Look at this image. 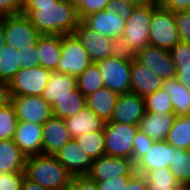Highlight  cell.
Listing matches in <instances>:
<instances>
[{"label":"cell","instance_id":"cell-1","mask_svg":"<svg viewBox=\"0 0 190 190\" xmlns=\"http://www.w3.org/2000/svg\"><path fill=\"white\" fill-rule=\"evenodd\" d=\"M22 13L41 35L73 34L80 22L69 0H23Z\"/></svg>","mask_w":190,"mask_h":190},{"label":"cell","instance_id":"cell-2","mask_svg":"<svg viewBox=\"0 0 190 190\" xmlns=\"http://www.w3.org/2000/svg\"><path fill=\"white\" fill-rule=\"evenodd\" d=\"M24 173L26 178L47 190H65L73 177L55 155L47 154L27 157Z\"/></svg>","mask_w":190,"mask_h":190},{"label":"cell","instance_id":"cell-3","mask_svg":"<svg viewBox=\"0 0 190 190\" xmlns=\"http://www.w3.org/2000/svg\"><path fill=\"white\" fill-rule=\"evenodd\" d=\"M5 45L16 50L35 46L41 34L32 25L29 18L22 14L2 16Z\"/></svg>","mask_w":190,"mask_h":190},{"label":"cell","instance_id":"cell-4","mask_svg":"<svg viewBox=\"0 0 190 190\" xmlns=\"http://www.w3.org/2000/svg\"><path fill=\"white\" fill-rule=\"evenodd\" d=\"M180 41L174 12L157 7L150 21L149 45L170 51Z\"/></svg>","mask_w":190,"mask_h":190},{"label":"cell","instance_id":"cell-5","mask_svg":"<svg viewBox=\"0 0 190 190\" xmlns=\"http://www.w3.org/2000/svg\"><path fill=\"white\" fill-rule=\"evenodd\" d=\"M138 125L105 122V155L132 159Z\"/></svg>","mask_w":190,"mask_h":190},{"label":"cell","instance_id":"cell-6","mask_svg":"<svg viewBox=\"0 0 190 190\" xmlns=\"http://www.w3.org/2000/svg\"><path fill=\"white\" fill-rule=\"evenodd\" d=\"M60 59L55 71L76 78L93 63L74 34L62 35Z\"/></svg>","mask_w":190,"mask_h":190},{"label":"cell","instance_id":"cell-7","mask_svg":"<svg viewBox=\"0 0 190 190\" xmlns=\"http://www.w3.org/2000/svg\"><path fill=\"white\" fill-rule=\"evenodd\" d=\"M96 64L105 87L118 95L131 92V62L111 56Z\"/></svg>","mask_w":190,"mask_h":190},{"label":"cell","instance_id":"cell-8","mask_svg":"<svg viewBox=\"0 0 190 190\" xmlns=\"http://www.w3.org/2000/svg\"><path fill=\"white\" fill-rule=\"evenodd\" d=\"M156 8L136 6L126 20L122 37L136 51L149 45L150 21Z\"/></svg>","mask_w":190,"mask_h":190},{"label":"cell","instance_id":"cell-9","mask_svg":"<svg viewBox=\"0 0 190 190\" xmlns=\"http://www.w3.org/2000/svg\"><path fill=\"white\" fill-rule=\"evenodd\" d=\"M52 72L42 66L20 69L9 83L11 96H41Z\"/></svg>","mask_w":190,"mask_h":190},{"label":"cell","instance_id":"cell-10","mask_svg":"<svg viewBox=\"0 0 190 190\" xmlns=\"http://www.w3.org/2000/svg\"><path fill=\"white\" fill-rule=\"evenodd\" d=\"M18 121L43 125L53 116L52 106L42 96H11Z\"/></svg>","mask_w":190,"mask_h":190},{"label":"cell","instance_id":"cell-11","mask_svg":"<svg viewBox=\"0 0 190 190\" xmlns=\"http://www.w3.org/2000/svg\"><path fill=\"white\" fill-rule=\"evenodd\" d=\"M135 172V163L132 159L104 155L93 160L87 175L94 181H103L119 176H132Z\"/></svg>","mask_w":190,"mask_h":190},{"label":"cell","instance_id":"cell-12","mask_svg":"<svg viewBox=\"0 0 190 190\" xmlns=\"http://www.w3.org/2000/svg\"><path fill=\"white\" fill-rule=\"evenodd\" d=\"M136 60L162 80L176 77L175 65L168 50L148 45L137 51Z\"/></svg>","mask_w":190,"mask_h":190},{"label":"cell","instance_id":"cell-13","mask_svg":"<svg viewBox=\"0 0 190 190\" xmlns=\"http://www.w3.org/2000/svg\"><path fill=\"white\" fill-rule=\"evenodd\" d=\"M73 34L78 38L93 63L112 56V38L96 33L81 20Z\"/></svg>","mask_w":190,"mask_h":190},{"label":"cell","instance_id":"cell-14","mask_svg":"<svg viewBox=\"0 0 190 190\" xmlns=\"http://www.w3.org/2000/svg\"><path fill=\"white\" fill-rule=\"evenodd\" d=\"M145 112V100L142 96L132 92L121 94L108 122L138 125Z\"/></svg>","mask_w":190,"mask_h":190},{"label":"cell","instance_id":"cell-15","mask_svg":"<svg viewBox=\"0 0 190 190\" xmlns=\"http://www.w3.org/2000/svg\"><path fill=\"white\" fill-rule=\"evenodd\" d=\"M56 159L71 175H87L93 158L87 154L74 138L69 140L56 154Z\"/></svg>","mask_w":190,"mask_h":190},{"label":"cell","instance_id":"cell-16","mask_svg":"<svg viewBox=\"0 0 190 190\" xmlns=\"http://www.w3.org/2000/svg\"><path fill=\"white\" fill-rule=\"evenodd\" d=\"M81 21L96 33L110 38L121 37L126 23V19L109 9L85 16Z\"/></svg>","mask_w":190,"mask_h":190},{"label":"cell","instance_id":"cell-17","mask_svg":"<svg viewBox=\"0 0 190 190\" xmlns=\"http://www.w3.org/2000/svg\"><path fill=\"white\" fill-rule=\"evenodd\" d=\"M175 148L167 141H154L147 152L135 163L137 173L146 175L158 168H169Z\"/></svg>","mask_w":190,"mask_h":190},{"label":"cell","instance_id":"cell-18","mask_svg":"<svg viewBox=\"0 0 190 190\" xmlns=\"http://www.w3.org/2000/svg\"><path fill=\"white\" fill-rule=\"evenodd\" d=\"M42 154L55 155L69 140L72 139L64 119L50 117L42 125Z\"/></svg>","mask_w":190,"mask_h":190},{"label":"cell","instance_id":"cell-19","mask_svg":"<svg viewBox=\"0 0 190 190\" xmlns=\"http://www.w3.org/2000/svg\"><path fill=\"white\" fill-rule=\"evenodd\" d=\"M13 140L27 157L42 154V125L18 121Z\"/></svg>","mask_w":190,"mask_h":190},{"label":"cell","instance_id":"cell-20","mask_svg":"<svg viewBox=\"0 0 190 190\" xmlns=\"http://www.w3.org/2000/svg\"><path fill=\"white\" fill-rule=\"evenodd\" d=\"M163 80L136 59L131 62V92L145 98L162 88Z\"/></svg>","mask_w":190,"mask_h":190},{"label":"cell","instance_id":"cell-21","mask_svg":"<svg viewBox=\"0 0 190 190\" xmlns=\"http://www.w3.org/2000/svg\"><path fill=\"white\" fill-rule=\"evenodd\" d=\"M176 117L174 112H168L164 115L156 112H145L138 124V129L154 141H166Z\"/></svg>","mask_w":190,"mask_h":190},{"label":"cell","instance_id":"cell-22","mask_svg":"<svg viewBox=\"0 0 190 190\" xmlns=\"http://www.w3.org/2000/svg\"><path fill=\"white\" fill-rule=\"evenodd\" d=\"M72 138L104 129L105 121L85 106L77 114L64 119Z\"/></svg>","mask_w":190,"mask_h":190},{"label":"cell","instance_id":"cell-23","mask_svg":"<svg viewBox=\"0 0 190 190\" xmlns=\"http://www.w3.org/2000/svg\"><path fill=\"white\" fill-rule=\"evenodd\" d=\"M76 89V77L53 71L41 96L52 106L56 100L70 95V92Z\"/></svg>","mask_w":190,"mask_h":190},{"label":"cell","instance_id":"cell-24","mask_svg":"<svg viewBox=\"0 0 190 190\" xmlns=\"http://www.w3.org/2000/svg\"><path fill=\"white\" fill-rule=\"evenodd\" d=\"M26 159L13 139L0 140V174L24 172Z\"/></svg>","mask_w":190,"mask_h":190},{"label":"cell","instance_id":"cell-25","mask_svg":"<svg viewBox=\"0 0 190 190\" xmlns=\"http://www.w3.org/2000/svg\"><path fill=\"white\" fill-rule=\"evenodd\" d=\"M62 35H41L37 41L40 66L55 71L61 60Z\"/></svg>","mask_w":190,"mask_h":190},{"label":"cell","instance_id":"cell-26","mask_svg":"<svg viewBox=\"0 0 190 190\" xmlns=\"http://www.w3.org/2000/svg\"><path fill=\"white\" fill-rule=\"evenodd\" d=\"M118 96L117 93L104 86L86 97V106L107 122L111 119Z\"/></svg>","mask_w":190,"mask_h":190},{"label":"cell","instance_id":"cell-27","mask_svg":"<svg viewBox=\"0 0 190 190\" xmlns=\"http://www.w3.org/2000/svg\"><path fill=\"white\" fill-rule=\"evenodd\" d=\"M162 89L170 96L176 116H190V91L176 77L163 80Z\"/></svg>","mask_w":190,"mask_h":190},{"label":"cell","instance_id":"cell-28","mask_svg":"<svg viewBox=\"0 0 190 190\" xmlns=\"http://www.w3.org/2000/svg\"><path fill=\"white\" fill-rule=\"evenodd\" d=\"M86 106V97L78 89L70 92V95L56 100L52 105L53 116L66 119L77 114Z\"/></svg>","mask_w":190,"mask_h":190},{"label":"cell","instance_id":"cell-29","mask_svg":"<svg viewBox=\"0 0 190 190\" xmlns=\"http://www.w3.org/2000/svg\"><path fill=\"white\" fill-rule=\"evenodd\" d=\"M175 149L190 150V116H177L167 140Z\"/></svg>","mask_w":190,"mask_h":190},{"label":"cell","instance_id":"cell-30","mask_svg":"<svg viewBox=\"0 0 190 190\" xmlns=\"http://www.w3.org/2000/svg\"><path fill=\"white\" fill-rule=\"evenodd\" d=\"M148 190H184L170 168H158L149 171L146 175Z\"/></svg>","mask_w":190,"mask_h":190},{"label":"cell","instance_id":"cell-31","mask_svg":"<svg viewBox=\"0 0 190 190\" xmlns=\"http://www.w3.org/2000/svg\"><path fill=\"white\" fill-rule=\"evenodd\" d=\"M19 70V50L12 48L10 45H5L0 50V81H6L10 83Z\"/></svg>","mask_w":190,"mask_h":190},{"label":"cell","instance_id":"cell-32","mask_svg":"<svg viewBox=\"0 0 190 190\" xmlns=\"http://www.w3.org/2000/svg\"><path fill=\"white\" fill-rule=\"evenodd\" d=\"M76 80L77 89L85 97L104 87L103 79L96 63L88 66Z\"/></svg>","mask_w":190,"mask_h":190},{"label":"cell","instance_id":"cell-33","mask_svg":"<svg viewBox=\"0 0 190 190\" xmlns=\"http://www.w3.org/2000/svg\"><path fill=\"white\" fill-rule=\"evenodd\" d=\"M169 168L179 184L187 186L190 183V150L175 149Z\"/></svg>","mask_w":190,"mask_h":190},{"label":"cell","instance_id":"cell-34","mask_svg":"<svg viewBox=\"0 0 190 190\" xmlns=\"http://www.w3.org/2000/svg\"><path fill=\"white\" fill-rule=\"evenodd\" d=\"M74 139L93 159H98L105 155L104 129L92 133H85Z\"/></svg>","mask_w":190,"mask_h":190},{"label":"cell","instance_id":"cell-35","mask_svg":"<svg viewBox=\"0 0 190 190\" xmlns=\"http://www.w3.org/2000/svg\"><path fill=\"white\" fill-rule=\"evenodd\" d=\"M170 99L169 94L164 89L160 88L144 98L145 110L146 112H156L161 115L168 112H174Z\"/></svg>","mask_w":190,"mask_h":190},{"label":"cell","instance_id":"cell-36","mask_svg":"<svg viewBox=\"0 0 190 190\" xmlns=\"http://www.w3.org/2000/svg\"><path fill=\"white\" fill-rule=\"evenodd\" d=\"M18 119L13 105L0 108V140L13 139Z\"/></svg>","mask_w":190,"mask_h":190},{"label":"cell","instance_id":"cell-37","mask_svg":"<svg viewBox=\"0 0 190 190\" xmlns=\"http://www.w3.org/2000/svg\"><path fill=\"white\" fill-rule=\"evenodd\" d=\"M77 9L81 20L83 17L105 10L111 0H69Z\"/></svg>","mask_w":190,"mask_h":190},{"label":"cell","instance_id":"cell-38","mask_svg":"<svg viewBox=\"0 0 190 190\" xmlns=\"http://www.w3.org/2000/svg\"><path fill=\"white\" fill-rule=\"evenodd\" d=\"M111 48L112 56L120 60L132 62L137 57V51L133 47L128 46L122 36L111 39Z\"/></svg>","mask_w":190,"mask_h":190},{"label":"cell","instance_id":"cell-39","mask_svg":"<svg viewBox=\"0 0 190 190\" xmlns=\"http://www.w3.org/2000/svg\"><path fill=\"white\" fill-rule=\"evenodd\" d=\"M170 54L175 67L190 66V43L178 42L171 50Z\"/></svg>","mask_w":190,"mask_h":190},{"label":"cell","instance_id":"cell-40","mask_svg":"<svg viewBox=\"0 0 190 190\" xmlns=\"http://www.w3.org/2000/svg\"><path fill=\"white\" fill-rule=\"evenodd\" d=\"M174 17L180 40L190 43V10L174 12Z\"/></svg>","mask_w":190,"mask_h":190},{"label":"cell","instance_id":"cell-41","mask_svg":"<svg viewBox=\"0 0 190 190\" xmlns=\"http://www.w3.org/2000/svg\"><path fill=\"white\" fill-rule=\"evenodd\" d=\"M154 140L138 130L133 142L132 160L136 163L151 147Z\"/></svg>","mask_w":190,"mask_h":190},{"label":"cell","instance_id":"cell-42","mask_svg":"<svg viewBox=\"0 0 190 190\" xmlns=\"http://www.w3.org/2000/svg\"><path fill=\"white\" fill-rule=\"evenodd\" d=\"M24 178V172L0 174V190H21Z\"/></svg>","mask_w":190,"mask_h":190},{"label":"cell","instance_id":"cell-43","mask_svg":"<svg viewBox=\"0 0 190 190\" xmlns=\"http://www.w3.org/2000/svg\"><path fill=\"white\" fill-rule=\"evenodd\" d=\"M19 53L20 69L40 66V55L37 49V44L32 47L20 49Z\"/></svg>","mask_w":190,"mask_h":190},{"label":"cell","instance_id":"cell-44","mask_svg":"<svg viewBox=\"0 0 190 190\" xmlns=\"http://www.w3.org/2000/svg\"><path fill=\"white\" fill-rule=\"evenodd\" d=\"M65 190H99L96 181L88 175H74Z\"/></svg>","mask_w":190,"mask_h":190},{"label":"cell","instance_id":"cell-45","mask_svg":"<svg viewBox=\"0 0 190 190\" xmlns=\"http://www.w3.org/2000/svg\"><path fill=\"white\" fill-rule=\"evenodd\" d=\"M136 6L130 0H111L106 9L118 13L123 19H128Z\"/></svg>","mask_w":190,"mask_h":190},{"label":"cell","instance_id":"cell-46","mask_svg":"<svg viewBox=\"0 0 190 190\" xmlns=\"http://www.w3.org/2000/svg\"><path fill=\"white\" fill-rule=\"evenodd\" d=\"M131 176H119L103 181H96L99 190H125Z\"/></svg>","mask_w":190,"mask_h":190},{"label":"cell","instance_id":"cell-47","mask_svg":"<svg viewBox=\"0 0 190 190\" xmlns=\"http://www.w3.org/2000/svg\"><path fill=\"white\" fill-rule=\"evenodd\" d=\"M23 0H0V17L22 14Z\"/></svg>","mask_w":190,"mask_h":190},{"label":"cell","instance_id":"cell-48","mask_svg":"<svg viewBox=\"0 0 190 190\" xmlns=\"http://www.w3.org/2000/svg\"><path fill=\"white\" fill-rule=\"evenodd\" d=\"M125 190H148L146 177L135 172L128 180Z\"/></svg>","mask_w":190,"mask_h":190},{"label":"cell","instance_id":"cell-49","mask_svg":"<svg viewBox=\"0 0 190 190\" xmlns=\"http://www.w3.org/2000/svg\"><path fill=\"white\" fill-rule=\"evenodd\" d=\"M160 6L172 12L187 11L190 10V0H165Z\"/></svg>","mask_w":190,"mask_h":190},{"label":"cell","instance_id":"cell-50","mask_svg":"<svg viewBox=\"0 0 190 190\" xmlns=\"http://www.w3.org/2000/svg\"><path fill=\"white\" fill-rule=\"evenodd\" d=\"M11 103L10 84L6 81H0V108Z\"/></svg>","mask_w":190,"mask_h":190},{"label":"cell","instance_id":"cell-51","mask_svg":"<svg viewBox=\"0 0 190 190\" xmlns=\"http://www.w3.org/2000/svg\"><path fill=\"white\" fill-rule=\"evenodd\" d=\"M176 79L184 84L190 91V66L188 67H175Z\"/></svg>","mask_w":190,"mask_h":190},{"label":"cell","instance_id":"cell-52","mask_svg":"<svg viewBox=\"0 0 190 190\" xmlns=\"http://www.w3.org/2000/svg\"><path fill=\"white\" fill-rule=\"evenodd\" d=\"M21 190H47V189L41 187L39 184H36L30 179L25 177Z\"/></svg>","mask_w":190,"mask_h":190},{"label":"cell","instance_id":"cell-53","mask_svg":"<svg viewBox=\"0 0 190 190\" xmlns=\"http://www.w3.org/2000/svg\"><path fill=\"white\" fill-rule=\"evenodd\" d=\"M135 6L141 7H159L155 0H130Z\"/></svg>","mask_w":190,"mask_h":190},{"label":"cell","instance_id":"cell-54","mask_svg":"<svg viewBox=\"0 0 190 190\" xmlns=\"http://www.w3.org/2000/svg\"><path fill=\"white\" fill-rule=\"evenodd\" d=\"M5 46V39L2 27V17H0V50Z\"/></svg>","mask_w":190,"mask_h":190},{"label":"cell","instance_id":"cell-55","mask_svg":"<svg viewBox=\"0 0 190 190\" xmlns=\"http://www.w3.org/2000/svg\"><path fill=\"white\" fill-rule=\"evenodd\" d=\"M159 5H161L165 0H155Z\"/></svg>","mask_w":190,"mask_h":190},{"label":"cell","instance_id":"cell-56","mask_svg":"<svg viewBox=\"0 0 190 190\" xmlns=\"http://www.w3.org/2000/svg\"><path fill=\"white\" fill-rule=\"evenodd\" d=\"M185 190H190V184L184 187Z\"/></svg>","mask_w":190,"mask_h":190}]
</instances>
